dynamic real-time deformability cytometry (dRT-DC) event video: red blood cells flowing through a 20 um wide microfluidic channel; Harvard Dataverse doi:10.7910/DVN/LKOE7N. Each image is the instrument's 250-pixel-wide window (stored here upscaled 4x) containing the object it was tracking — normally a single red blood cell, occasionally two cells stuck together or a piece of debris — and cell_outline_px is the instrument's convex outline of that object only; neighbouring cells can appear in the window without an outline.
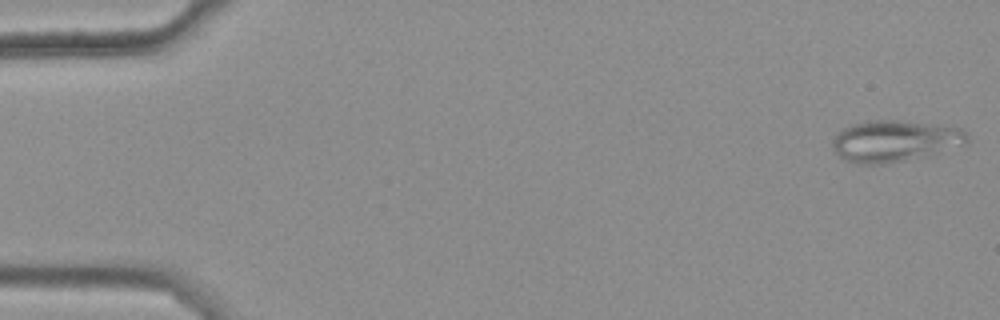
{"species": "common noctule bat (a hibernating species)", "species_latin": "Nyctalus noctula", "temperature_condition": "warm", "stored_images_in_passage": 48, "camera_frame_rate_fps": 3000, "um_per_image_px": 0.085, "animal": {"sex": "female", "body_mass_g": 25.1}, "frame": {"image": 1, "passage_image": 1, "time_ms": 0.0, "image_size_px": [1000, 320], "cell_outline_px": [[968, 144], [928, 156], [888, 164], [856, 164], [844, 160], [832, 148], [832, 140], [836, 132], [852, 124], [864, 120], [900, 120], [960, 128], [968, 132]], "centroid_in_image_um": [76.05, 11.99], "position_along_channel_um": 8.9, "area_um2": 33.12}}
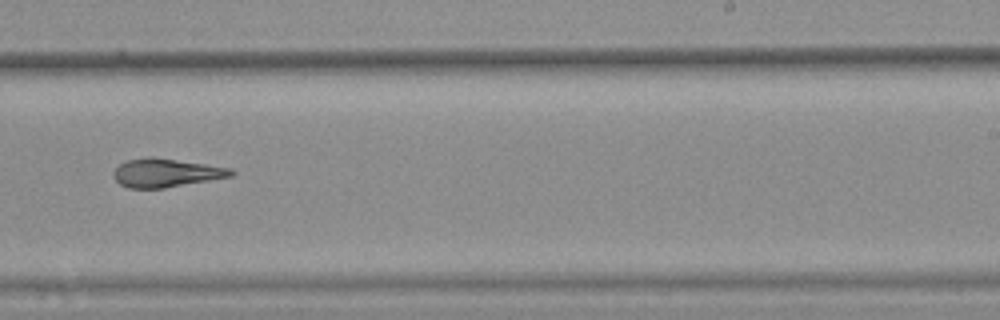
{"frame": {"image": 2, "passage_image": 34, "time_ms": 11.0, "image_size_px": [1000, 320], "cell_outline_px": [[236, 172], [232, 176], [164, 188], [128, 188], [120, 184], [112, 176], [112, 172], [120, 164], [128, 160], [148, 156], [232, 168]], "centroid_in_image_um": [14.09, 14.69], "position_along_channel_um": 274.9, "area_um2": 19.36}}
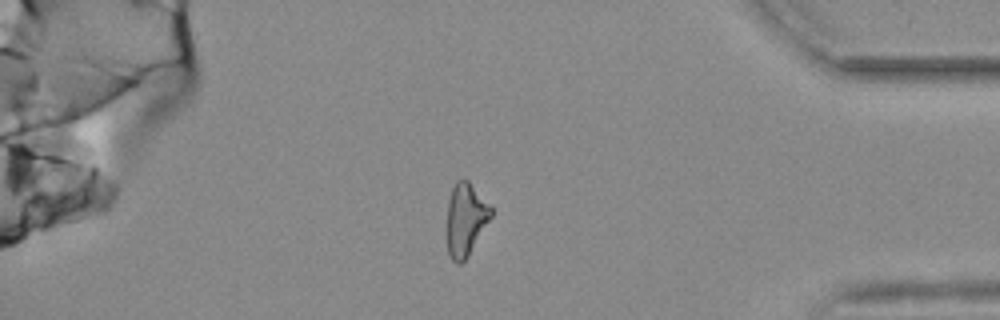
{"frame": {"image": 3, "passage_image": 46, "time_ms": 15.0, "image_size_px": [1000, 320], "cell_outline_px": [[492, 216], [468, 256], [460, 264], [456, 264], [448, 256], [444, 232], [448, 200], [452, 188], [456, 180], [468, 180], [492, 208]], "centroid_in_image_um": [39.51, 18.7], "position_along_channel_um": 395.7, "area_um2": 19.25}, "authors_computed_cell_mechanics": {"area_um2": 20.2011, "velocity_mm_per_s": 3.7158, "shape_relaxation_time_tau1_ms": null, "shape_relaxation_time_tau2_ms": 4.1794, "deformation_change_tau1": null, "deformation_change_tau2": 0.1279}}